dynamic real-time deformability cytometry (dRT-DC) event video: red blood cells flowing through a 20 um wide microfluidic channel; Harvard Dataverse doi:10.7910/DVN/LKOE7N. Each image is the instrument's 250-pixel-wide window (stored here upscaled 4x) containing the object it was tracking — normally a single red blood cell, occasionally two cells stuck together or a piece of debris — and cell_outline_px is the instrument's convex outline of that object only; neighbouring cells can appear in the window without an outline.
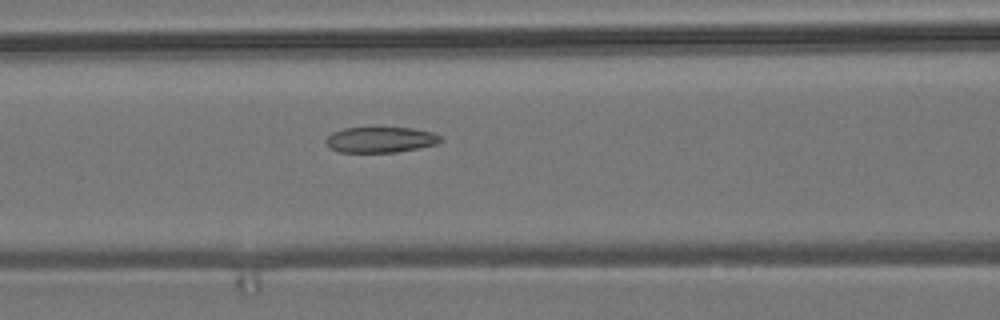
{"species": "common noctule bat (a hibernating species)", "species_latin": "Nyctalus noctula", "temperature_condition": "room temperature", "stored_images_in_passage": 37, "camera_frame_rate_fps": 3000, "um_per_image_px": 0.085, "animal": {"sex": "male", "body_mass_g": 19.2, "forearm_length_mm": 51.8}, "frame": {"image": 1, "passage_image": 6, "time_ms": 1.667, "image_size_px": [1000, 320], "cell_outline_px": [[444, 140], [436, 144], [396, 152], [340, 152], [332, 148], [324, 140], [332, 132], [344, 128], [376, 124], [412, 128], [432, 132], [440, 136]], "centroid_in_image_um": [32.34, 11.81], "position_along_channel_um": 134.3, "area_um2": 17.92}}
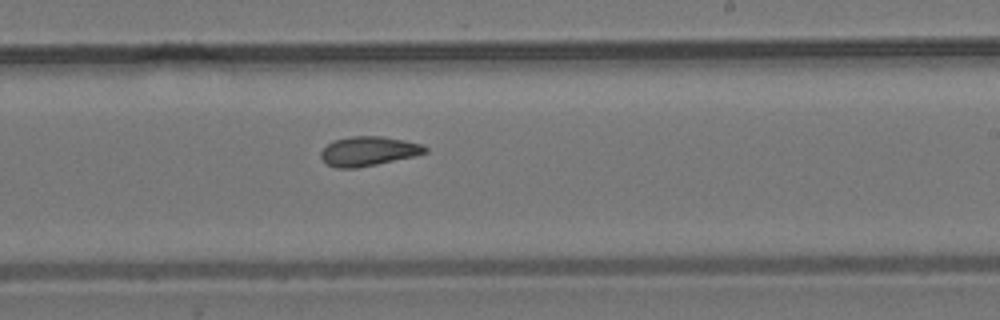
{"frame": {"image": 2, "passage_image": 16, "time_ms": 5.0, "image_size_px": [1000, 320], "cell_outline_px": [[428, 152], [416, 156], [356, 168], [336, 168], [328, 164], [320, 156], [320, 152], [332, 140], [352, 136], [384, 136], [404, 140], [420, 144], [428, 148]], "centroid_in_image_um": [31.33, 12.84], "position_along_channel_um": 257.7, "area_um2": 17.86}}
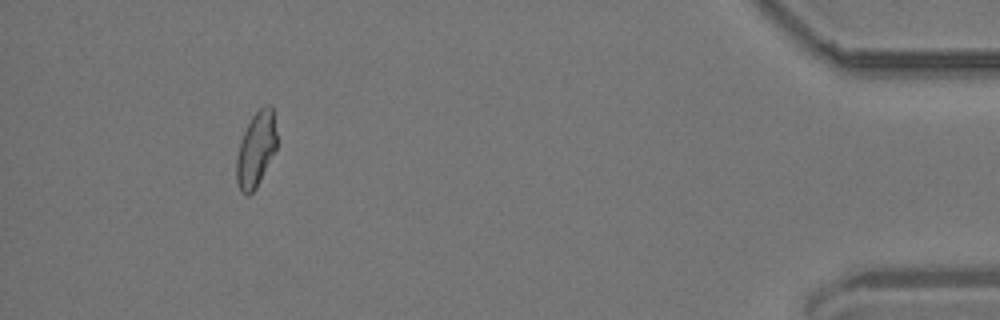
{"frame": {"image": 3, "passage_image": 34, "time_ms": 11.0, "image_size_px": [1000, 320], "cell_outline_px": [[276, 148], [256, 188], [248, 196], [244, 196], [240, 192], [236, 180], [236, 156], [240, 140], [252, 116], [264, 104], [268, 104], [272, 108], [276, 132]], "centroid_in_image_um": [21.73, 12.73], "position_along_channel_um": 413.5, "area_um2": 17.57}}